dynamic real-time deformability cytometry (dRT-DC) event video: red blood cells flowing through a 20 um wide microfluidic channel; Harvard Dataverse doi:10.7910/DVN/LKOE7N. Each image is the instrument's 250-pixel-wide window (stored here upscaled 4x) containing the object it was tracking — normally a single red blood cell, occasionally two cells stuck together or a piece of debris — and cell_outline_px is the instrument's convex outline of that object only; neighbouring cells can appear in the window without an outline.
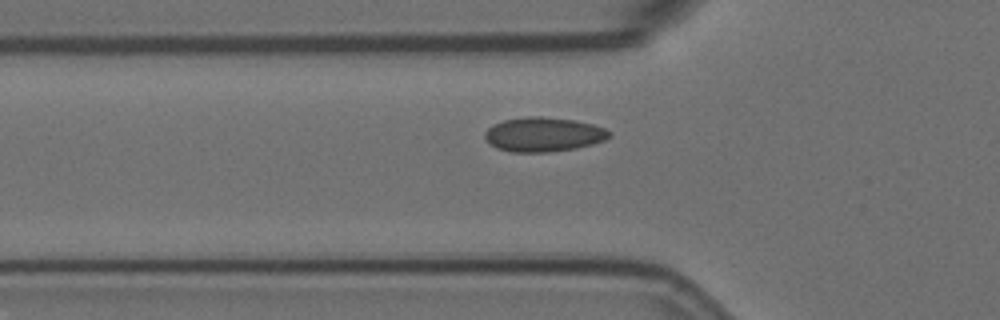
{"species": "Egyptian fruit bat (a non-hibernating species)", "species_latin": "Rousettus aegyptiacus", "temperature_condition": "room temperature", "stored_images_in_passage": 4, "camera_frame_rate_fps": 3000, "um_per_image_px": 0.085, "animal": {"sex": "female"}, "frame": {"image": 1, "passage_image": 4, "time_ms": 1.0, "image_size_px": [1000, 320], "cell_outline_px": [[612, 136], [604, 140], [592, 144], [576, 148], [548, 152], [512, 152], [496, 148], [484, 136], [484, 132], [492, 124], [504, 120], [528, 116], [540, 116], [572, 120], [592, 124], [604, 128], [612, 132]], "centroid_in_image_um": [46.2, 11.43], "position_along_channel_um": 79.6, "area_um2": 24.85}}